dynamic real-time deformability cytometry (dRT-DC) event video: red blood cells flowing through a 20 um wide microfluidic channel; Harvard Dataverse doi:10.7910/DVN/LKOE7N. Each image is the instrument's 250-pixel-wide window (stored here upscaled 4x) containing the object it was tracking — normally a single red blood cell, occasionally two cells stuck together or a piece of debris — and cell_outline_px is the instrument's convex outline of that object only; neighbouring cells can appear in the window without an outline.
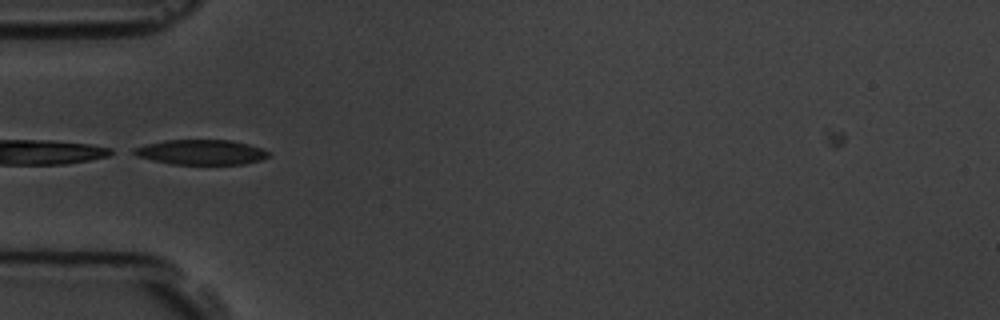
{"species": "common noctule bat (a hibernating species)", "species_latin": "Nyctalus noctula", "temperature_condition": "room temperature", "stored_images_in_passage": 7, "camera_frame_rate_fps": 3000, "um_per_image_px": 0.085, "animal": {"sex": "male", "body_mass_g": 19.5, "forearm_length_mm": 54.6}, "frame": {"image": 1, "passage_image": 6, "time_ms": 5.667, "image_size_px": [1000, 320], "cell_outline_px": [[268, 156], [260, 160], [244, 164], [172, 164], [152, 160], [136, 156], [128, 152], [132, 148], [164, 140], [232, 140], [248, 144], [260, 148], [268, 152]], "centroid_in_image_um": [17.02, 12.93], "position_along_channel_um": 68.0, "area_um2": 19.59}}
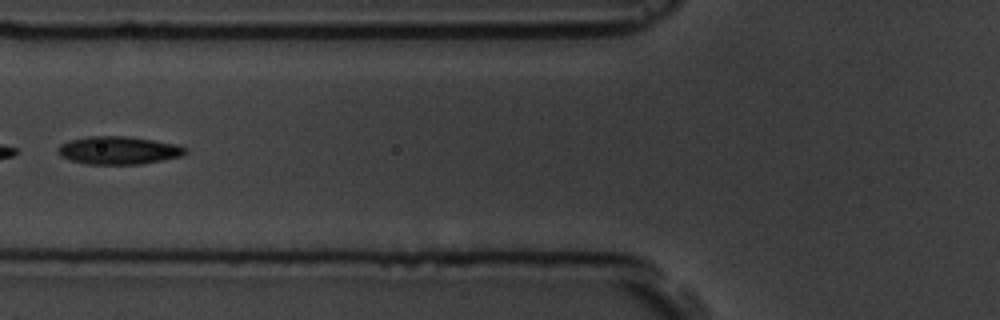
{"frame": {"image": 2, "passage_image": 7, "time_ms": 7.0, "image_size_px": [1000, 320], "cell_outline_px": [[188, 152], [180, 156], [140, 164], [88, 164], [72, 160], [60, 156], [56, 148], [60, 144], [72, 140], [88, 136], [124, 136], [152, 140], [176, 144], [188, 148]], "centroid_in_image_um": [10.07, 12.77], "position_along_channel_um": 115.7, "area_um2": 20.52}}